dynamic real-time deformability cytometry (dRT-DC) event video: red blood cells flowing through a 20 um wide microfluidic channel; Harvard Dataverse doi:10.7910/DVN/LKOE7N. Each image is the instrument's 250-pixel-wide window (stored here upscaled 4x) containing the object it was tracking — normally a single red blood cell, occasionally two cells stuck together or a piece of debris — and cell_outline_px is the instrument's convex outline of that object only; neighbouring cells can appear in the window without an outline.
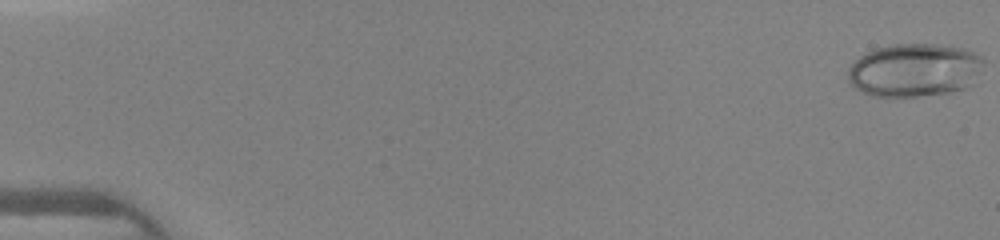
{"species": "human", "species_latin": "Homo sapiens", "temperature_condition": "warm", "stored_images_in_passage": 44, "camera_frame_rate_fps": 3000, "um_per_image_px": 0.085, "donor": {"sex": "female"}, "frame": {"image": 1, "passage_image": 1, "time_ms": 0.0, "image_size_px": [1000, 240], "cell_outline_px": [[984, 60], [972, 84], [968, 88], [948, 92], [916, 96], [872, 96], [860, 92], [848, 84], [848, 68], [860, 56], [876, 48], [896, 44], [932, 44], [964, 48], [984, 56]], "centroid_in_image_um": [77.71, 5.96], "position_along_channel_um": 7.3, "area_um2": 42.14}}
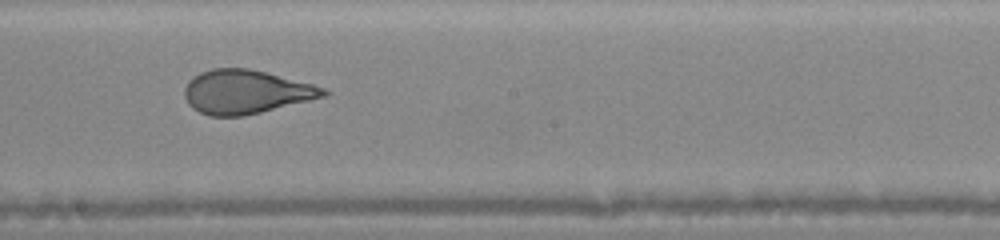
{"frame": {"image": 2, "passage_image": 27, "time_ms": 8.667, "image_size_px": [1000, 240], "cell_outline_px": [[328, 92], [324, 96], [244, 116], [212, 116], [200, 112], [192, 108], [188, 104], [184, 96], [184, 88], [188, 80], [192, 76], [200, 72], [212, 68], [248, 68], [312, 84], [324, 88]], "centroid_in_image_um": [20.81, 7.8], "position_along_channel_um": 227.4, "area_um2": 35.08}}
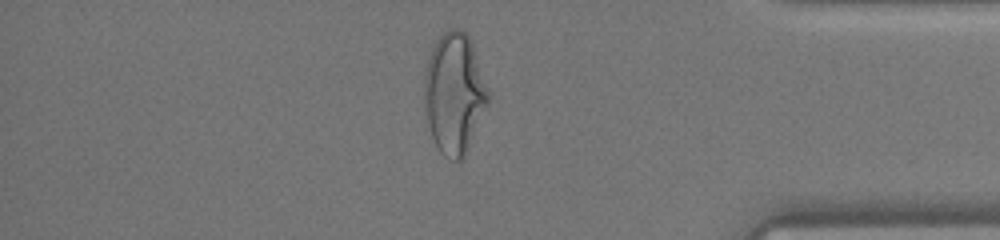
{"frame": {"image": 3, "passage_image": 40, "time_ms": 13.0, "image_size_px": [1000, 240], "cell_outline_px": [[488, 100], [468, 148], [464, 156], [460, 160], [452, 160], [444, 156], [440, 152], [432, 136], [428, 124], [424, 104], [424, 76], [428, 56], [436, 40], [448, 28], [460, 28], [468, 36], [472, 44], [488, 88]], "centroid_in_image_um": [38.58, 7.9], "position_along_channel_um": 396.6, "area_um2": 44.39}}